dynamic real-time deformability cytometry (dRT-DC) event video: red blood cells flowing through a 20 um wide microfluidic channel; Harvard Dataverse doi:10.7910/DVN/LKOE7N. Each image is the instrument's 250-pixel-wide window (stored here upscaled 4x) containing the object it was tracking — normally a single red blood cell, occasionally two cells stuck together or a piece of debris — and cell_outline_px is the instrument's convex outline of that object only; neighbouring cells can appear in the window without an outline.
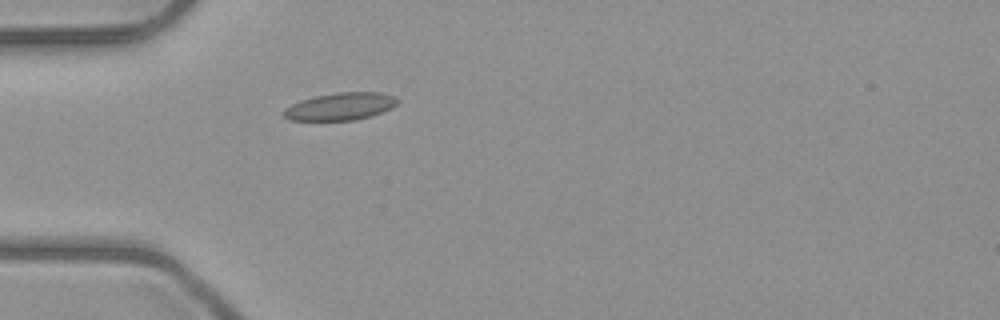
{"species": "common noctule bat (a hibernating species)", "species_latin": "Nyctalus noctula", "temperature_condition": "room temperature", "stored_images_in_passage": 1, "camera_frame_rate_fps": 3000, "um_per_image_px": 0.085, "animal": {"sex": "male", "body_mass_g": 23.1, "forearm_length_mm": 52.7}, "frame": {"image": 1, "passage_image": 1, "time_ms": 0.0, "image_size_px": [1000, 320], "cell_outline_px": [[400, 100], [392, 108], [368, 116], [352, 120], [288, 120], [280, 112], [284, 108], [300, 100], [316, 96], [336, 92], [380, 92], [396, 96]], "centroid_in_image_um": [28.91, 9.03], "position_along_channel_um": 56.1, "area_um2": 18.21}}